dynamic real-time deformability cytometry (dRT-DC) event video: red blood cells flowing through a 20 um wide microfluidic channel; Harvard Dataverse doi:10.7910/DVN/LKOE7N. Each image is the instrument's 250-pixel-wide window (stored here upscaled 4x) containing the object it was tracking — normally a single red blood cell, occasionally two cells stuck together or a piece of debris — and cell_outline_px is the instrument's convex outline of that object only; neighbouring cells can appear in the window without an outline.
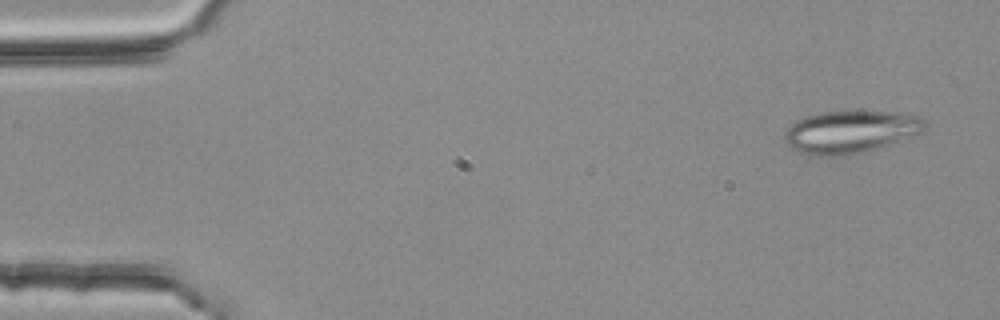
{"species": "common noctule bat (a hibernating species)", "species_latin": "Nyctalus noctula", "temperature_condition": "room temperature", "stored_images_in_passage": 4, "camera_frame_rate_fps": 3000, "um_per_image_px": 0.085, "animal": {"sex": "female", "body_mass_g": 25.1}, "frame": {"image": 1, "passage_image": 1, "time_ms": 0.0, "image_size_px": [1000, 320], "cell_outline_px": [[928, 124], [924, 132], [876, 148], [860, 152], [812, 156], [800, 152], [792, 148], [784, 140], [784, 136], [788, 128], [796, 120], [820, 112], [900, 112], [920, 116]], "centroid_in_image_um": [72.33, 11.18], "position_along_channel_um": 12.7, "area_um2": 34.1}}